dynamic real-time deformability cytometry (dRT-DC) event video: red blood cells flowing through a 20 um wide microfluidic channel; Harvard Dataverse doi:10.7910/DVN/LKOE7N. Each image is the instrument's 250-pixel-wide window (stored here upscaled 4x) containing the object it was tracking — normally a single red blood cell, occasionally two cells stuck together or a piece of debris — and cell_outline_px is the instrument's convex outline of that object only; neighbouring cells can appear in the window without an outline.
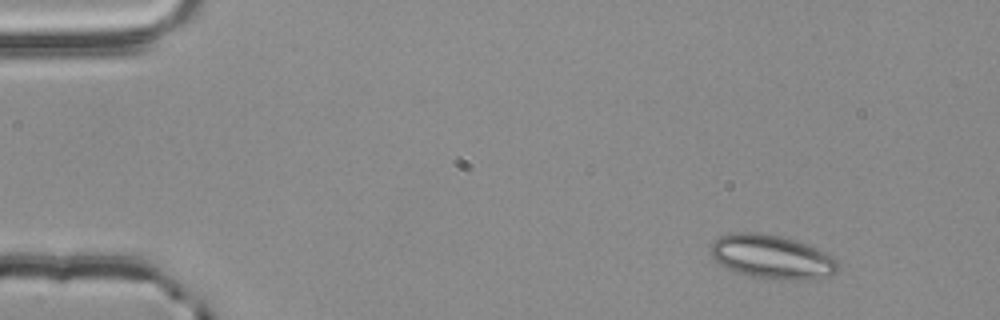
{"species": "common noctule bat (a hibernating species)", "species_latin": "Nyctalus noctula", "temperature_condition": "room temperature", "stored_images_in_passage": 56, "camera_frame_rate_fps": 3000, "um_per_image_px": 0.085, "animal": {"sex": "male", "body_mass_g": 20.4}, "frame": {"image": 1, "passage_image": 6, "time_ms": 1.667, "image_size_px": [1000, 320], "cell_outline_px": [[840, 264], [836, 272], [832, 276], [804, 280], [784, 280], [752, 276], [736, 272], [720, 264], [712, 256], [708, 244], [712, 240], [720, 236], [732, 232], [756, 232], [780, 236], [796, 240], [824, 252], [832, 256]], "centroid_in_image_um": [65.59, 21.83], "position_along_channel_um": 19.4, "area_um2": 32.71}}
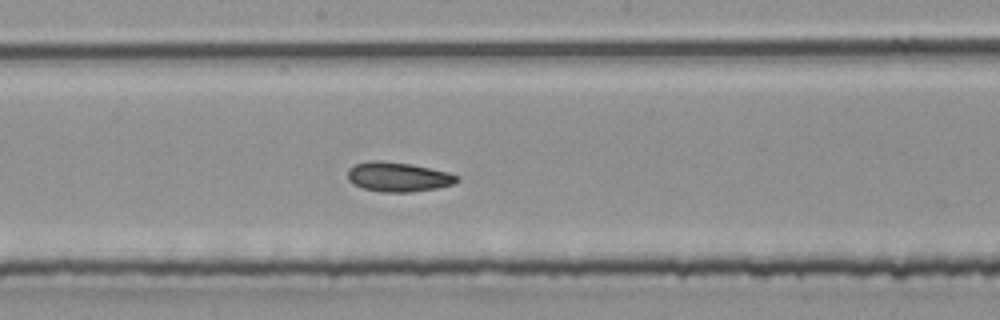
{"frame": {"image": 2, "passage_image": 30, "time_ms": 9.667, "image_size_px": [1000, 320], "cell_outline_px": [[460, 180], [452, 184], [436, 188], [408, 192], [380, 192], [364, 188], [352, 184], [348, 180], [348, 168], [356, 164], [372, 160], [380, 160], [412, 164], [448, 172], [460, 176]], "centroid_in_image_um": [33.84, 15.03], "position_along_channel_um": 214.4, "area_um2": 18.84}}
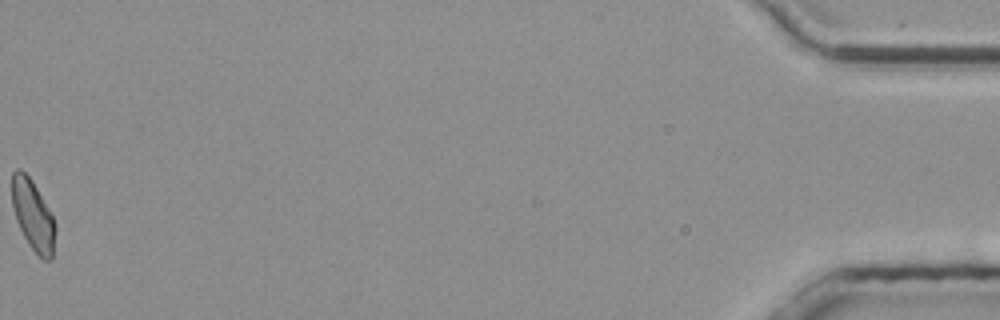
{"frame": {"image": 3, "passage_image": 56, "time_ms": 18.333, "image_size_px": [1000, 320], "cell_outline_px": [[56, 228], [52, 260], [44, 260], [28, 244], [16, 220], [12, 208], [12, 172], [16, 168], [20, 168], [32, 180], [52, 216]], "centroid_in_image_um": [2.79, 18.29], "position_along_channel_um": 432.4, "area_um2": 17.63}, "authors_computed_cell_mechanics": {"area_um2": 18.8428, "velocity_mm_per_s": 3.7576, "shape_relaxation_time_tau1_ms": 10.5708, "shape_relaxation_time_tau2_ms": 5.236, "deformation_change_tau1": 0.1437, "deformation_change_tau2": 0.0891}}